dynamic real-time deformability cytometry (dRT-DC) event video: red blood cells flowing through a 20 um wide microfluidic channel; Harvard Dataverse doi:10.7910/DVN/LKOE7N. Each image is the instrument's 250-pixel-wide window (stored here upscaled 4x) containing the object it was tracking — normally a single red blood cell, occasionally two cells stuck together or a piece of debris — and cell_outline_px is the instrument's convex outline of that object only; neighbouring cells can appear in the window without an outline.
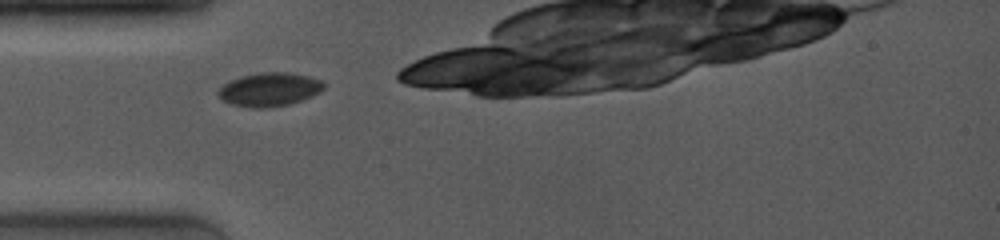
{"species": "common noctule bat (a hibernating species)", "species_latin": "Nyctalus noctula", "temperature_condition": "room temperature", "stored_images_in_passage": 23, "camera_frame_rate_fps": 4000, "um_per_image_px": 0.085, "animal": {"sex": "female", "body_mass_g": 19.0, "forearm_length_mm": 53.3}, "frame": {"image": 1, "passage_image": 1, "time_ms": 0.0, "image_size_px": [1000, 240], "cell_outline_px": [[324, 88], [320, 92], [312, 96], [288, 104], [268, 108], [248, 108], [232, 104], [224, 100], [216, 92], [224, 84], [240, 76], [264, 72], [284, 72], [308, 76], [324, 80]], "centroid_in_image_um": [22.92, 7.61], "position_along_channel_um": 62.1, "area_um2": 20.58}}
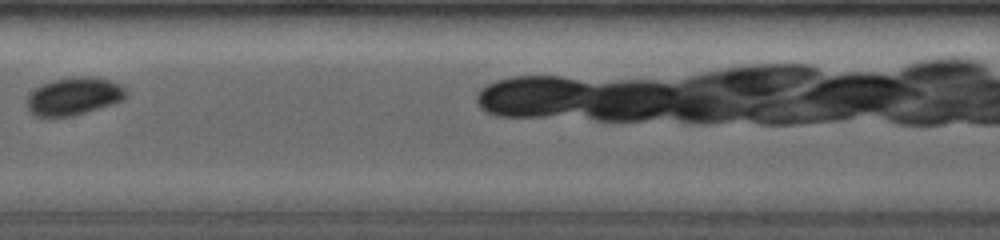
{"frame": {"image": 2, "passage_image": 8, "time_ms": 3.5, "image_size_px": [1000, 240], "cell_outline_px": [[128, 96], [112, 104], [72, 116], [32, 116], [28, 108], [28, 96], [36, 88], [52, 80], [72, 76], [96, 76], [120, 84], [128, 92]], "centroid_in_image_um": [6.3, 8.16], "position_along_channel_um": 201.1, "area_um2": 21.68}}
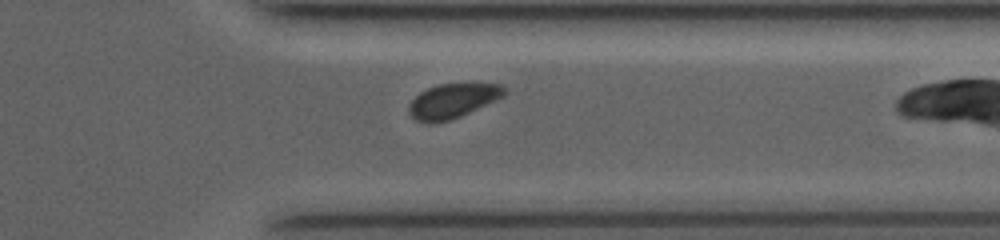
{"frame": {"image": 3, "passage_image": 17, "time_ms": 7.75, "image_size_px": [1000, 240], "cell_outline_px": [[508, 92], [504, 96], [496, 100], [452, 120], [432, 124], [428, 124], [416, 120], [408, 112], [408, 108], [412, 100], [420, 92], [428, 88], [440, 84], [464, 80], [500, 84], [508, 88]], "centroid_in_image_um": [38.55, 8.52], "position_along_channel_um": 372.9, "area_um2": 20.11}}